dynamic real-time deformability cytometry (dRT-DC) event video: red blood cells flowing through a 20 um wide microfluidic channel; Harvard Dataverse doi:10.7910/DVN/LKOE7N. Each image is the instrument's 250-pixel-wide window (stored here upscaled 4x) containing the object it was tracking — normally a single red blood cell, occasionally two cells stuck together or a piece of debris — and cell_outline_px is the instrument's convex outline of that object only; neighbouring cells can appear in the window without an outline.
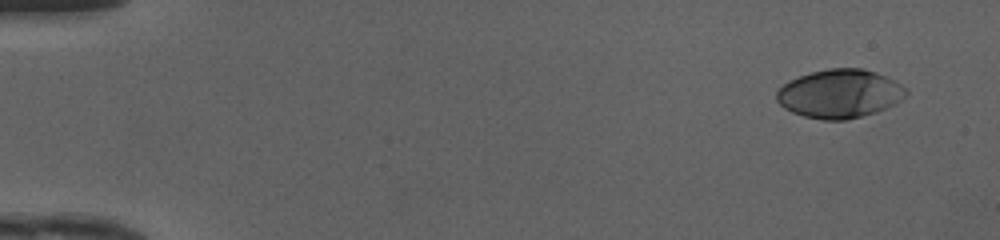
{"species": "human", "species_latin": "Homo sapiens", "temperature_condition": "cold", "stored_images_in_passage": 47, "camera_frame_rate_fps": 3000, "um_per_image_px": 0.085, "donor": {"sex": "female"}, "frame": {"image": 1, "passage_image": 1, "time_ms": 0.0, "image_size_px": [1000, 240], "cell_outline_px": [[908, 92], [896, 104], [876, 112], [844, 120], [824, 120], [804, 116], [792, 112], [784, 108], [776, 100], [776, 92], [788, 80], [812, 72], [828, 68], [864, 68], [876, 72], [908, 88]], "centroid_in_image_um": [71.37, 7.96], "position_along_channel_um": 13.6, "area_um2": 36.59}}
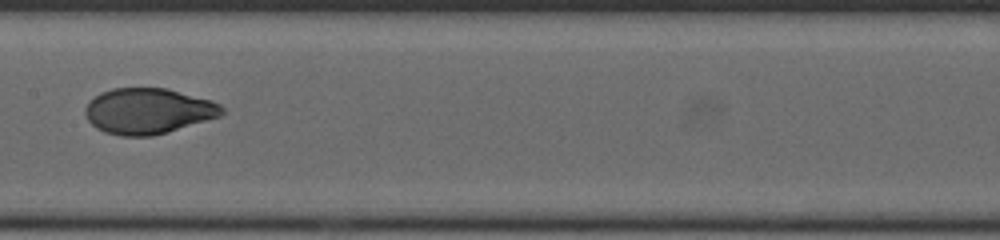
{"frame": {"image": 2, "passage_image": 24, "time_ms": 7.667, "image_size_px": [1000, 240], "cell_outline_px": [[224, 112], [220, 116], [168, 132], [152, 136], [120, 136], [104, 132], [96, 128], [88, 120], [84, 112], [84, 108], [100, 92], [112, 88], [168, 88], [212, 100], [220, 104], [224, 108]], "centroid_in_image_um": [12.6, 9.44], "position_along_channel_um": 194.8, "area_um2": 36.53}}
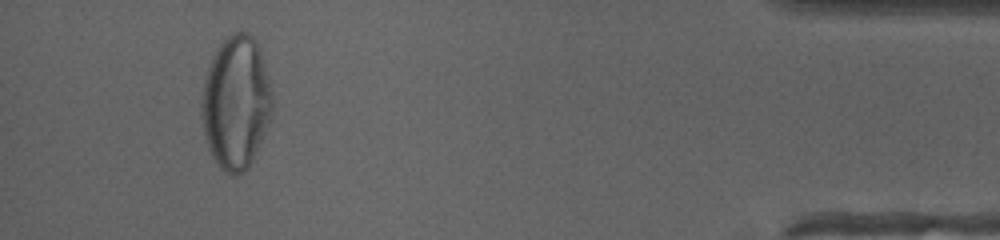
{"frame": {"image": 3, "passage_image": 44, "time_ms": 14.333, "image_size_px": [1000, 240], "cell_outline_px": [[272, 108], [264, 132], [256, 152], [248, 168], [244, 172], [236, 176], [232, 176], [224, 172], [220, 168], [212, 156], [208, 148], [204, 136], [200, 112], [200, 100], [204, 80], [208, 64], [212, 56], [220, 44], [228, 36], [236, 32], [248, 32], [256, 40], [260, 48], [268, 76], [272, 96]], "centroid_in_image_um": [20.02, 8.72], "position_along_channel_um": 415.2, "area_um2": 55.08}, "authors_computed_cell_mechanics": {"area_um2": 36.5874, "velocity_mm_per_s": 4.1912, "shape_relaxation_time_tau1_ms": 4.4686, "shape_relaxation_time_tau2_ms": 0.6954, "deformation_change_tau1": 0.2085, "deformation_change_tau2": 0.0446}}